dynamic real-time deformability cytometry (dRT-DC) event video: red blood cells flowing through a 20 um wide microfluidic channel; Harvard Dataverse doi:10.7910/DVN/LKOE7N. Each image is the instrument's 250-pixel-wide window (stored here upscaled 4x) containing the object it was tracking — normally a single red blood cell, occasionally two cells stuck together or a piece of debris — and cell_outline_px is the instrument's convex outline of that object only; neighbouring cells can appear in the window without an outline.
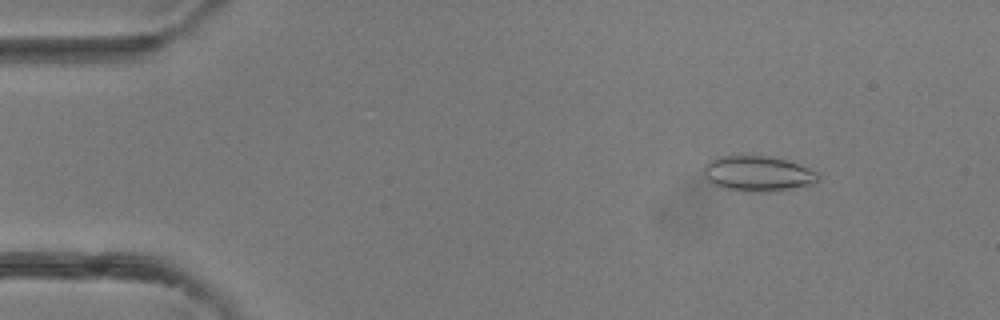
{"species": "common noctule bat (a hibernating species)", "species_latin": "Nyctalus noctula", "temperature_condition": "room temperature", "stored_images_in_passage": 41, "camera_frame_rate_fps": 3000, "um_per_image_px": 0.085, "animal": {"sex": "female"}, "frame": {"image": 1, "passage_image": 5, "time_ms": 1.333, "image_size_px": [1000, 320], "cell_outline_px": [[820, 180], [812, 184], [792, 188], [768, 192], [744, 192], [724, 188], [712, 184], [704, 176], [704, 164], [708, 160], [716, 156], [768, 156], [788, 160], [808, 168], [816, 172], [820, 176]], "centroid_in_image_um": [64.39, 14.76], "position_along_channel_um": 20.6, "area_um2": 23.81}}
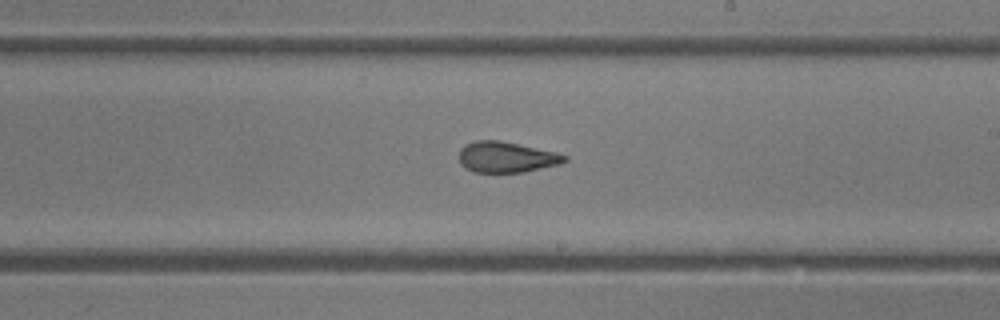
{"frame": {"image": 2, "passage_image": 24, "time_ms": 7.667, "image_size_px": [1000, 320], "cell_outline_px": [[568, 160], [560, 164], [524, 172], [472, 172], [464, 168], [460, 164], [460, 148], [464, 144], [476, 140], [500, 140], [556, 152], [568, 156]], "centroid_in_image_um": [43.03, 13.35], "position_along_channel_um": 246.0, "area_um2": 19.07}}
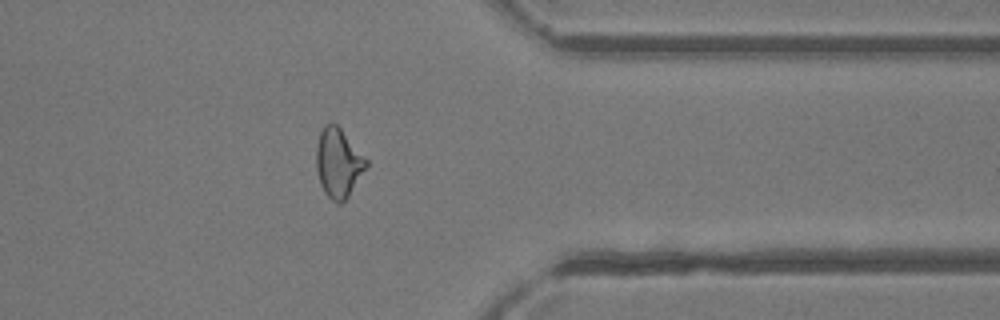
{"frame": {"image": 3, "passage_image": 33, "time_ms": 10.667, "image_size_px": [1000, 320], "cell_outline_px": [[368, 164], [348, 196], [340, 204], [336, 204], [324, 192], [320, 184], [316, 168], [316, 148], [320, 132], [324, 124], [336, 124], [340, 128], [368, 160]], "centroid_in_image_um": [28.74, 13.85], "position_along_channel_um": 382.7, "area_um2": 19.88}}